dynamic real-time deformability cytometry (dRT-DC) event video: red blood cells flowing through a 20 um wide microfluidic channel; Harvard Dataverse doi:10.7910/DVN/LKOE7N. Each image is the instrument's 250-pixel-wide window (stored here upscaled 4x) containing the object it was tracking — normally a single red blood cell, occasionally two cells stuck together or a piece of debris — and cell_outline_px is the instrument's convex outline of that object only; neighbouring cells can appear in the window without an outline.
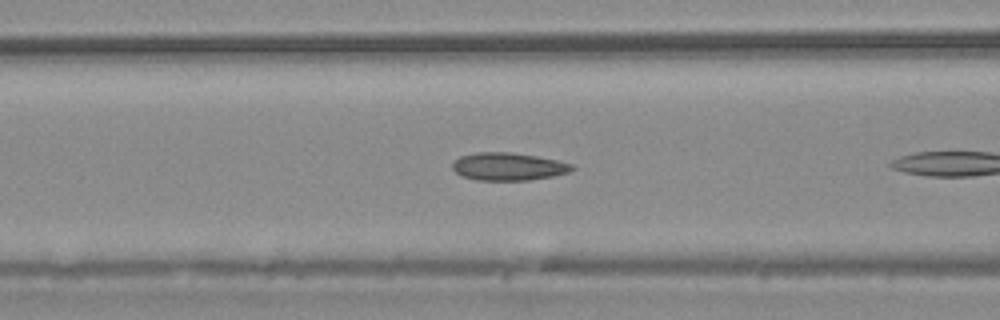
{"species": "common noctule bat (a hibernating species)", "species_latin": "Nyctalus noctula", "temperature_condition": "warm", "stored_images_in_passage": 9, "camera_frame_rate_fps": 3000, "um_per_image_px": 0.085, "animal": {"sex": "male", "body_mass_g": 20.4}, "frame": {"image": 1, "passage_image": 7, "time_ms": 2.0, "image_size_px": [1000, 320], "cell_outline_px": [[576, 168], [568, 172], [552, 176], [528, 180], [476, 180], [464, 176], [456, 172], [452, 168], [452, 164], [460, 156], [476, 152], [512, 152], [536, 156], [556, 160], [572, 164]], "centroid_in_image_um": [43.2, 14.15], "position_along_channel_um": 123.4, "area_um2": 19.19}}